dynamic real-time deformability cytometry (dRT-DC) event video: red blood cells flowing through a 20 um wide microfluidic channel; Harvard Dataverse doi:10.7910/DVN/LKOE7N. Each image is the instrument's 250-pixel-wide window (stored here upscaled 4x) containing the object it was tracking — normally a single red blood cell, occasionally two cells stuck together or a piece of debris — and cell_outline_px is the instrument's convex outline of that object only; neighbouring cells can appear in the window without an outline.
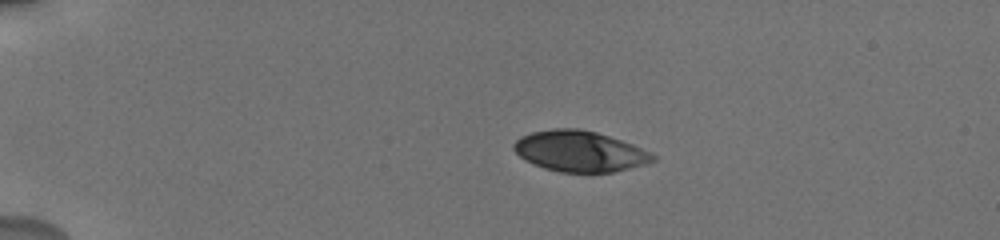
{"species": "human", "species_latin": "Homo sapiens", "temperature_condition": "cold", "stored_images_in_passage": 48, "camera_frame_rate_fps": 3000, "um_per_image_px": 0.085, "donor": {"sex": "male"}, "frame": {"image": 1, "passage_image": 1, "time_ms": 0.0, "image_size_px": [1000, 240], "cell_outline_px": [[656, 160], [648, 164], [612, 172], [560, 172], [544, 168], [532, 164], [520, 156], [512, 148], [512, 144], [520, 136], [532, 132], [552, 128], [580, 128], [596, 132], [632, 144], [652, 152], [656, 156]], "centroid_in_image_um": [49.28, 12.85], "position_along_channel_um": 35.7, "area_um2": 33.23}}
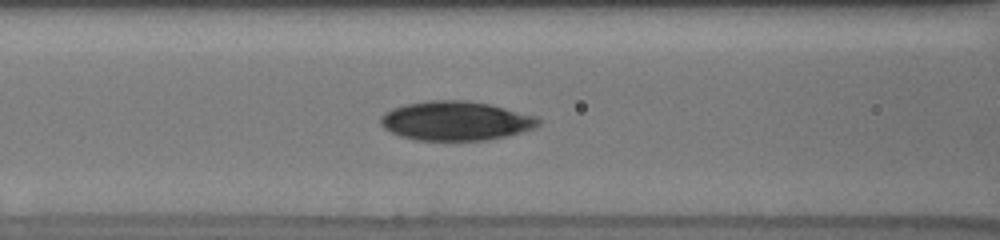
{"frame": {"image": 2, "passage_image": 21, "time_ms": 4.333, "image_size_px": [1000, 240], "cell_outline_px": [[540, 124], [532, 128], [508, 136], [488, 140], [416, 140], [400, 136], [384, 128], [380, 120], [380, 116], [384, 112], [392, 108], [404, 104], [428, 100], [464, 100], [488, 104], [536, 116], [540, 120]], "centroid_in_image_um": [38.7, 10.27], "position_along_channel_um": 127.9, "area_um2": 35.95}}
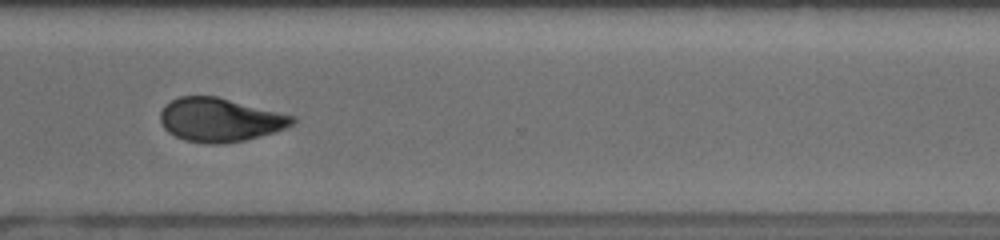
{"frame": {"image": 3, "passage_image": 47, "time_ms": 10.333, "image_size_px": [1000, 240], "cell_outline_px": [[296, 120], [292, 124], [284, 128], [272, 132], [244, 140], [216, 144], [204, 144], [184, 140], [168, 132], [164, 128], [160, 120], [160, 112], [164, 104], [180, 96], [216, 96], [296, 116]], "centroid_in_image_um": [18.65, 10.18], "position_along_channel_um": 351.9, "area_um2": 33.47}}